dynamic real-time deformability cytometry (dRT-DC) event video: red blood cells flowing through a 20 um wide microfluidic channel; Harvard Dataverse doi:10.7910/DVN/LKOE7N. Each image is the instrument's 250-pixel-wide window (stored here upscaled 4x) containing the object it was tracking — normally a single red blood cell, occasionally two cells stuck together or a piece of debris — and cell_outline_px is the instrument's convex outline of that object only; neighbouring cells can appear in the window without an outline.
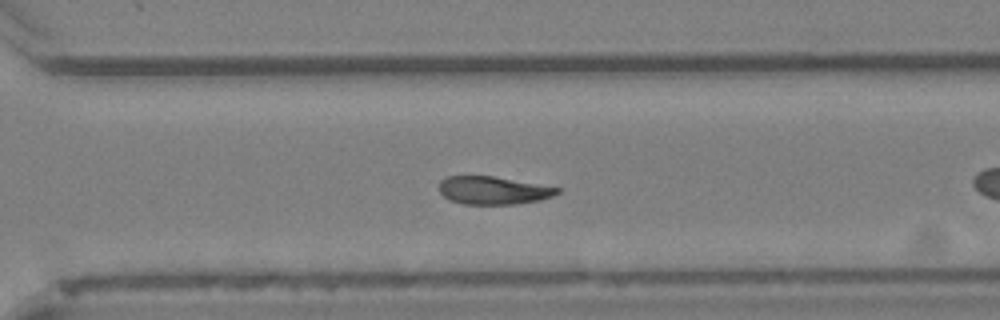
{"species": "Egyptian fruit bat (a non-hibernating species)", "species_latin": "Rousettus aegyptiacus", "temperature_condition": "cold", "stored_images_in_passage": 39, "camera_frame_rate_fps": 3000, "um_per_image_px": 0.085, "animal": {"sex": "female"}, "frame": {"image": 1, "passage_image": 23, "time_ms": 7.333, "image_size_px": [1000, 320], "cell_outline_px": [[560, 192], [552, 196], [540, 200], [512, 204], [464, 204], [448, 200], [440, 192], [440, 180], [448, 176], [492, 176], [560, 188]], "centroid_in_image_um": [41.89, 16.18], "position_along_channel_um": 328.7, "area_um2": 19.02}}